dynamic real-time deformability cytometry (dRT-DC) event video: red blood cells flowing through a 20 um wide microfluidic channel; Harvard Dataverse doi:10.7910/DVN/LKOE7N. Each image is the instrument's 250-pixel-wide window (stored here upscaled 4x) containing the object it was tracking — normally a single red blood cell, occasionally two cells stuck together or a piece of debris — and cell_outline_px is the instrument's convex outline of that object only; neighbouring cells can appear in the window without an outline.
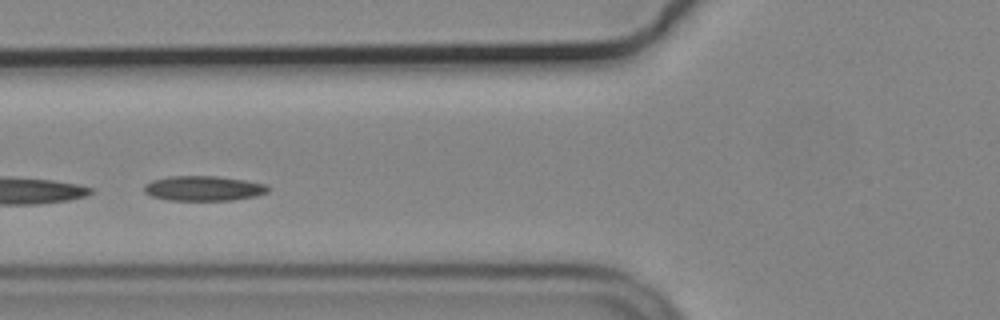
{"species": "common noctule bat (a hibernating species)", "species_latin": "Nyctalus noctula", "temperature_condition": "cold", "stored_images_in_passage": 18, "camera_frame_rate_fps": 3000, "um_per_image_px": 0.085, "animal": {"sex": "male", "body_mass_g": 19.2, "forearm_length_mm": 51.8}, "frame": {"image": 1, "passage_image": 15, "time_ms": 4.667, "image_size_px": [1000, 320], "cell_outline_px": [[268, 192], [256, 196], [232, 200], [168, 200], [152, 196], [144, 192], [144, 184], [152, 180], [168, 176], [216, 176], [244, 180], [264, 184], [268, 188]], "centroid_in_image_um": [17.26, 16.01], "position_along_channel_um": 108.5, "area_um2": 17.92}}